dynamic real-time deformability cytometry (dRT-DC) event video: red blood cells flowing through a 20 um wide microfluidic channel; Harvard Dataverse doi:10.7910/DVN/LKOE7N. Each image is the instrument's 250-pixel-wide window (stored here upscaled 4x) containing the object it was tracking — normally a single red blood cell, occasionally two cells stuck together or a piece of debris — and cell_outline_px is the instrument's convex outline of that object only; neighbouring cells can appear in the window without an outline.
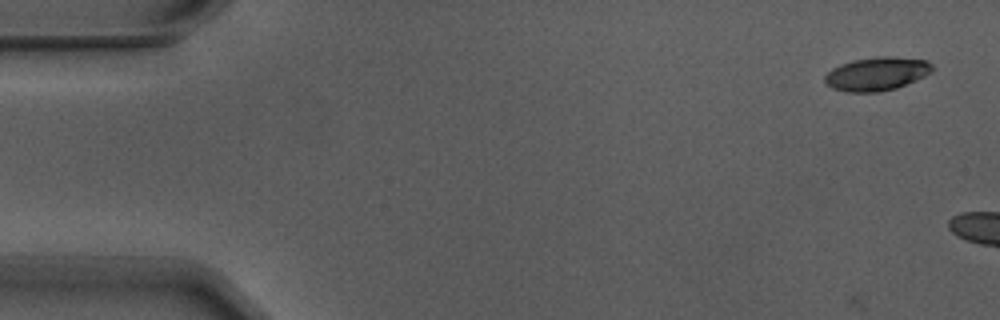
{"species": "Egyptian fruit bat (a non-hibernating species)", "species_latin": "Rousettus aegyptiacus", "temperature_condition": "warm", "stored_images_in_passage": 6, "camera_frame_rate_fps": 3000, "um_per_image_px": 0.085, "animal": {"sex": "male"}, "frame": {"image": 1, "passage_image": 1, "time_ms": 0.0, "image_size_px": [1000, 320], "cell_outline_px": [[932, 72], [916, 80], [896, 88], [876, 92], [848, 92], [832, 88], [824, 80], [824, 76], [832, 68], [840, 64], [852, 60], [880, 56], [892, 56], [928, 60], [932, 64]], "centroid_in_image_um": [74.53, 6.26], "position_along_channel_um": 10.5, "area_um2": 20.98}}